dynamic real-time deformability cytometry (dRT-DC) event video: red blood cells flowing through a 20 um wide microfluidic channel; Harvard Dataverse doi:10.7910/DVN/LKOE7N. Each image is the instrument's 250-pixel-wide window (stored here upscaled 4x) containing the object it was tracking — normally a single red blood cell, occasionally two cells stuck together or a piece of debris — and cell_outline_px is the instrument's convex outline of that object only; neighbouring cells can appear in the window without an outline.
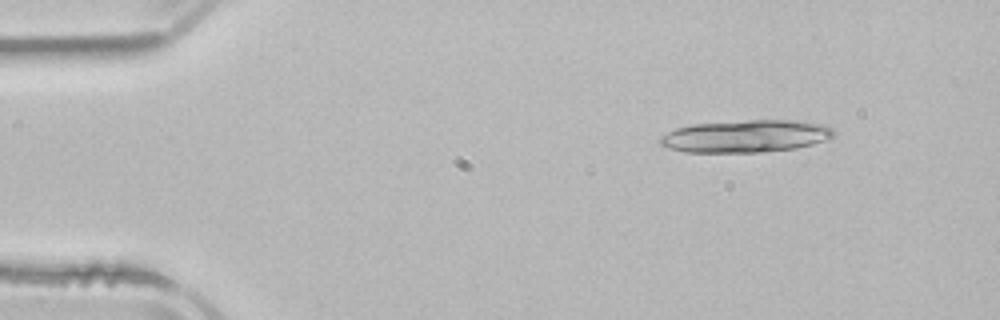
{"species": "common noctule bat (a hibernating species)", "species_latin": "Nyctalus noctula", "temperature_condition": "room temperature", "stored_images_in_passage": 4, "segment_of_instrument_passage": [1, 2], "camera_frame_rate_fps": 3000, "um_per_image_px": 0.085, "animal": {"sex": "male", "body_mass_g": 21.5, "forearm_length_mm": 52.0}, "frame": {"image": 1, "passage_image": 1, "time_ms": 0.0, "image_size_px": [1000, 320], "cell_outline_px": [[836, 136], [812, 144], [796, 148], [760, 152], [684, 152], [668, 148], [660, 144], [656, 140], [660, 136], [676, 128], [692, 124], [748, 120], [796, 120], [824, 124], [832, 128], [836, 132]], "centroid_in_image_um": [63.39, 11.57], "position_along_channel_um": 21.6, "area_um2": 33.0}}